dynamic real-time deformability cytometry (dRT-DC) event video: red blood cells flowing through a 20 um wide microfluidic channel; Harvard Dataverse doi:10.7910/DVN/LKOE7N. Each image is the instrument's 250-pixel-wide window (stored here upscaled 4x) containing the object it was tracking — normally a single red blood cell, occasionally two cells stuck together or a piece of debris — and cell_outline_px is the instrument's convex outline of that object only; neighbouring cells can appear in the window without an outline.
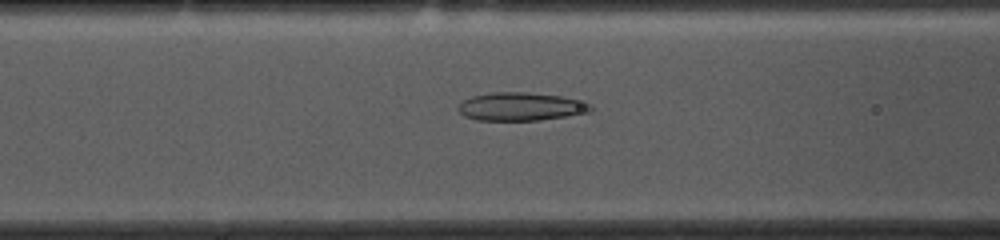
{"species": "common noctule bat (a hibernating species)", "species_latin": "Nyctalus noctula", "temperature_condition": "cold", "stored_images_in_passage": 52, "camera_frame_rate_fps": 3000, "um_per_image_px": 0.085, "animal": {"sex": "female", "body_mass_g": 10.0, "forearm_length_mm": 53.1}, "frame": {"image": 1, "passage_image": 19, "time_ms": 6.0, "image_size_px": [1000, 240], "cell_outline_px": [[592, 112], [568, 116], [540, 120], [476, 120], [464, 116], [460, 112], [460, 104], [464, 100], [472, 96], [492, 92], [528, 92], [560, 96], [592, 104]], "centroid_in_image_um": [44.3, 9.06], "position_along_channel_um": 122.3, "area_um2": 21.68}}
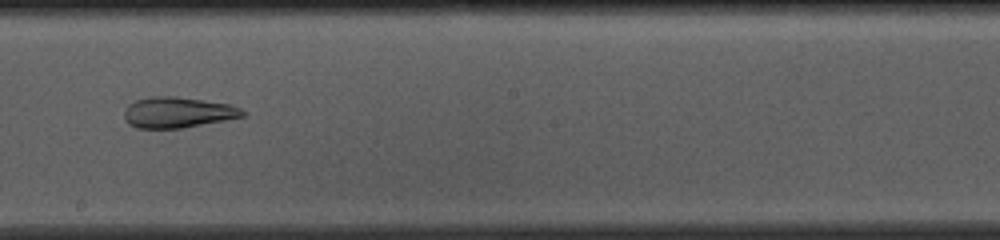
{"frame": {"image": 2, "passage_image": 28, "time_ms": 9.0, "image_size_px": [1000, 240], "cell_outline_px": [[244, 116], [224, 120], [180, 128], [136, 128], [128, 124], [124, 116], [124, 112], [128, 104], [136, 100], [148, 96], [176, 96], [232, 104], [240, 108], [244, 112]], "centroid_in_image_um": [15.08, 9.54], "position_along_channel_um": 233.1, "area_um2": 21.21}}
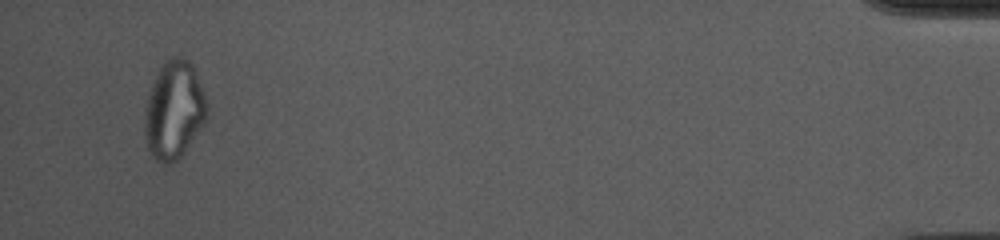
{"frame": {"image": 3, "passage_image": 50, "time_ms": 16.333, "image_size_px": [1000, 240], "cell_outline_px": [[208, 112], [204, 124], [180, 156], [176, 160], [168, 164], [164, 164], [156, 160], [152, 156], [148, 148], [144, 132], [144, 120], [148, 96], [152, 84], [164, 60], [172, 56], [180, 56], [188, 60], [192, 64], [204, 92], [208, 104]], "centroid_in_image_um": [14.8, 9.34], "position_along_channel_um": 420.4, "area_um2": 35.43}, "authors_computed_cell_mechanics": {"area_um2": 27.2816, "velocity_mm_per_s": 3.6978, "shape_relaxation_time_tau1_ms": null, "shape_relaxation_time_tau2_ms": 2.4541, "deformation_change_tau1": null, "deformation_change_tau2": 0.0863}}